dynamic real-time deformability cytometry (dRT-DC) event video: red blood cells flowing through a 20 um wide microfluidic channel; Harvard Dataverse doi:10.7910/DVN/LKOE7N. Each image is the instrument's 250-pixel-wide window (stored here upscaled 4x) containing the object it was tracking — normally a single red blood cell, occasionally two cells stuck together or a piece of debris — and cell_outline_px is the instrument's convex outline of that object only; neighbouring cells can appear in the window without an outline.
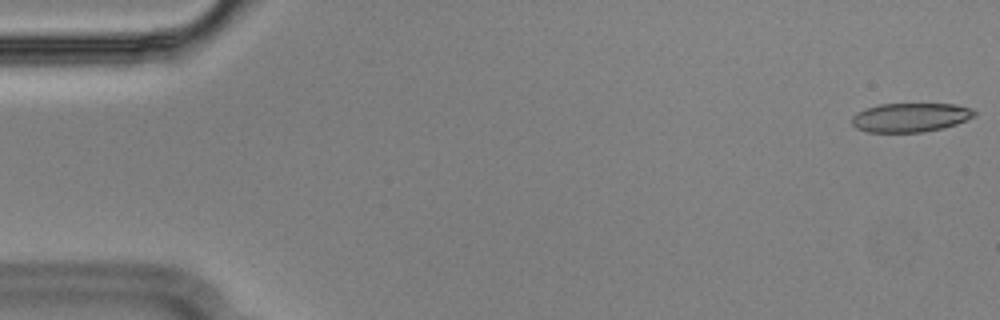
{"species": "Egyptian fruit bat (a non-hibernating species)", "species_latin": "Rousettus aegyptiacus", "temperature_condition": "cold", "stored_images_in_passage": 55, "camera_frame_rate_fps": 3000, "um_per_image_px": 0.085, "animal": {"sex": "male"}, "frame": {"image": 1, "passage_image": 1, "time_ms": 0.0, "image_size_px": [1000, 320], "cell_outline_px": [[976, 116], [956, 124], [944, 128], [924, 132], [868, 132], [856, 128], [852, 124], [852, 116], [856, 112], [864, 108], [880, 104], [956, 104], [972, 108], [976, 112]], "centroid_in_image_um": [77.39, 9.98], "position_along_channel_um": 7.6, "area_um2": 20.92}}
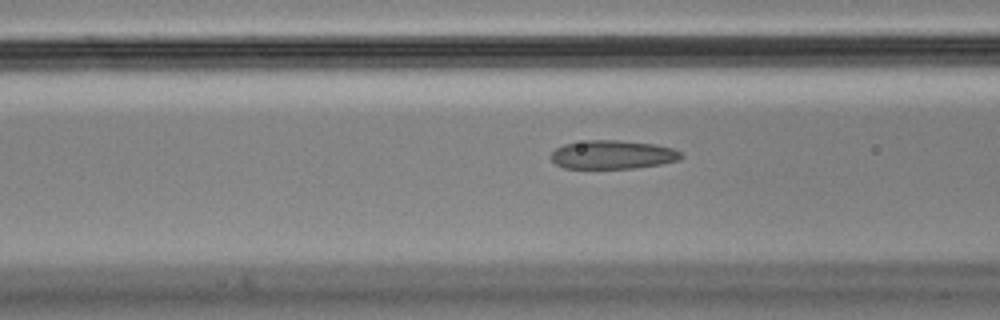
{"frame": {"image": 2, "passage_image": 21, "time_ms": 6.667, "image_size_px": [1000, 320], "cell_outline_px": [[684, 156], [680, 160], [660, 164], [636, 168], [564, 168], [556, 164], [552, 160], [552, 152], [556, 148], [564, 144], [588, 140], [616, 140], [656, 144], [672, 148], [680, 152]], "centroid_in_image_um": [52.1, 13.14], "position_along_channel_um": 114.5, "area_um2": 21.68}}
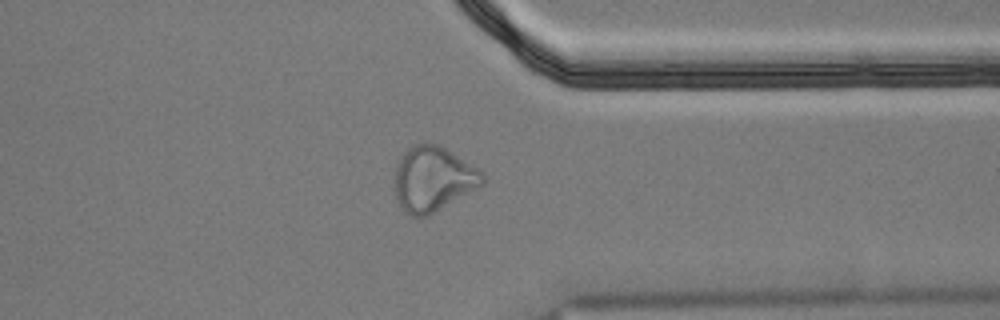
{"frame": {"image": 3, "passage_image": 43, "time_ms": 14.0, "image_size_px": [1000, 320], "cell_outline_px": [[484, 184], [428, 216], [412, 216], [404, 212], [396, 200], [396, 164], [400, 156], [412, 144], [440, 144], [480, 168], [484, 172]], "centroid_in_image_um": [36.83, 15.19], "position_along_channel_um": 374.6, "area_um2": 33.41}, "authors_computed_cell_mechanics": {"area_um2": 22.542, "velocity_mm_per_s": 3.595, "shape_relaxation_time_tau1_ms": null, "shape_relaxation_time_tau2_ms": 1.1332, "deformation_change_tau1": null, "deformation_change_tau2": 0.0706}}